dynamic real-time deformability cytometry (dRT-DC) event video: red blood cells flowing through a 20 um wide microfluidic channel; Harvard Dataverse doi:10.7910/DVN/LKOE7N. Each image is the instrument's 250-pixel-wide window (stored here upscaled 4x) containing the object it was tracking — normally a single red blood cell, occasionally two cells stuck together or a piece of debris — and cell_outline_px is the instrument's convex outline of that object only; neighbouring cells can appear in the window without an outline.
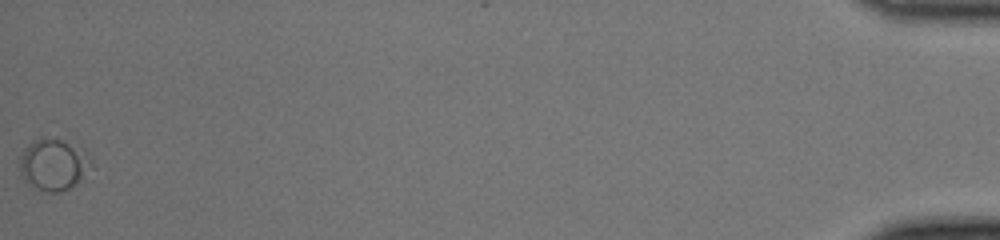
{"species": "human", "species_latin": "Homo sapiens", "temperature_condition": "cold", "stored_images_in_passage": 71, "camera_frame_rate_fps": 3000, "um_per_image_px": 0.085, "donor": {"sex": "female"}, "frame": {"image": 1, "passage_image": 71, "time_ms": 23.333, "image_size_px": [1000, 240], "cell_outline_px": [[92, 164], [84, 180], [72, 188], [60, 192], [48, 192], [24, 184], [20, 172], [20, 156], [24, 148], [32, 140], [40, 136], [56, 136], [80, 144], [88, 152], [92, 160]], "centroid_in_image_um": [4.6, 13.94], "position_along_channel_um": 430.6, "area_um2": 23.0}}